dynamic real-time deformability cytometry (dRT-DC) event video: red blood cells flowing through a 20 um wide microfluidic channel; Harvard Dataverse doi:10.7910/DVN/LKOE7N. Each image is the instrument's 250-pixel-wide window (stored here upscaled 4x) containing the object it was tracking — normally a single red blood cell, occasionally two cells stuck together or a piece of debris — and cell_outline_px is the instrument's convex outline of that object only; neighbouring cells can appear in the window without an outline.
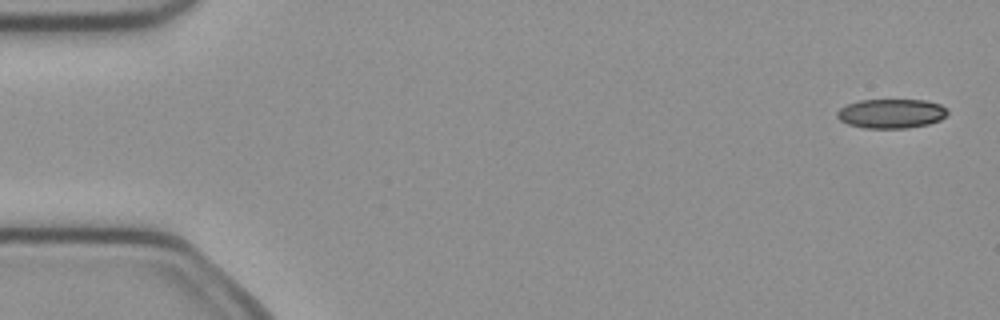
{"species": "common noctule bat (a hibernating species)", "species_latin": "Nyctalus noctula", "temperature_condition": "cold", "stored_images_in_passage": 4, "camera_frame_rate_fps": 3000, "um_per_image_px": 0.085, "animal": {"sex": "female", "body_mass_g": 21.9}, "frame": {"image": 1, "passage_image": 1, "time_ms": 0.0, "image_size_px": [1000, 320], "cell_outline_px": [[948, 112], [940, 120], [928, 124], [908, 128], [864, 128], [848, 124], [840, 120], [836, 116], [836, 112], [840, 108], [848, 104], [860, 100], [928, 100], [940, 104]], "centroid_in_image_um": [75.74, 9.65], "position_along_channel_um": 9.3, "area_um2": 18.84}}
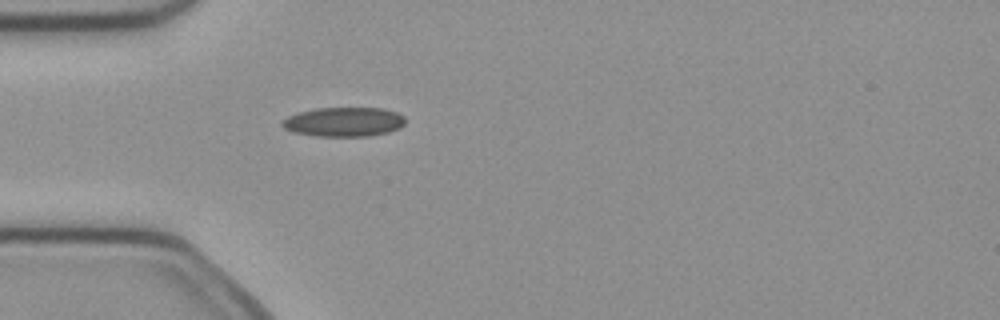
{"frame": {"image": 2, "passage_image": 4, "time_ms": 1.0, "image_size_px": [1000, 320], "cell_outline_px": [[404, 124], [400, 128], [388, 132], [368, 136], [316, 136], [292, 132], [284, 128], [280, 124], [280, 120], [296, 112], [316, 108], [380, 108], [396, 112], [404, 116]], "centroid_in_image_um": [29.17, 10.36], "position_along_channel_um": 55.8, "area_um2": 21.21}}